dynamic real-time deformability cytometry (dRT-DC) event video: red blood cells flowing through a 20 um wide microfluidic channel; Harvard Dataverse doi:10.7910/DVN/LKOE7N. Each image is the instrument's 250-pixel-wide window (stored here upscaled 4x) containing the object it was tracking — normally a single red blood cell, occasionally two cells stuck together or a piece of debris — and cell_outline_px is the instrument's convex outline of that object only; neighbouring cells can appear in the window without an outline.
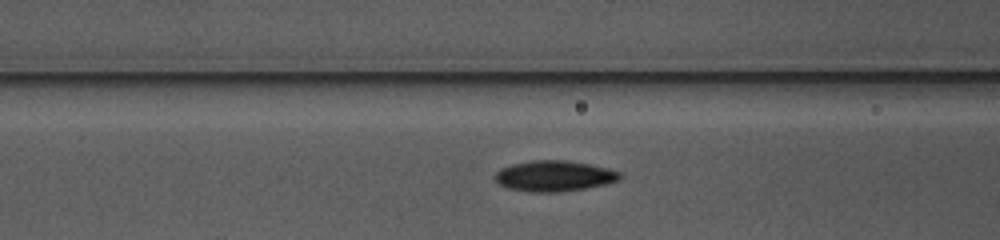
{"species": "common noctule bat (a hibernating species)", "species_latin": "Nyctalus noctula", "temperature_condition": "warm", "stored_images_in_passage": 38, "camera_frame_rate_fps": 3000, "um_per_image_px": 0.085, "animal": {"sex": "female", "body_mass_g": 10.0, "forearm_length_mm": 53.1}, "frame": {"image": 1, "passage_image": 5, "time_ms": 1.333, "image_size_px": [1000, 240], "cell_outline_px": [[620, 176], [616, 180], [604, 184], [584, 188], [560, 192], [528, 192], [508, 188], [500, 184], [496, 180], [496, 172], [500, 168], [512, 164], [532, 160], [564, 160], [588, 164], [608, 168], [620, 172]], "centroid_in_image_um": [47.06, 14.95], "position_along_channel_um": 119.5, "area_um2": 22.08}}
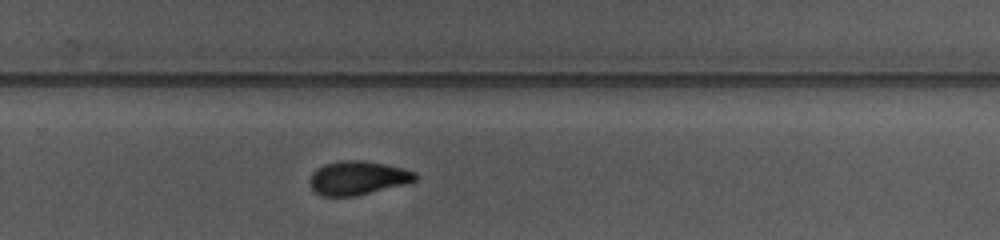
{"frame": {"image": 2, "passage_image": 19, "time_ms": 6.0, "image_size_px": [1000, 240], "cell_outline_px": [[416, 180], [356, 196], [324, 196], [316, 192], [312, 188], [312, 172], [316, 168], [324, 164], [340, 160], [364, 160], [384, 164], [416, 172]], "centroid_in_image_um": [30.38, 15.11], "position_along_channel_um": 299.4, "area_um2": 20.29}}
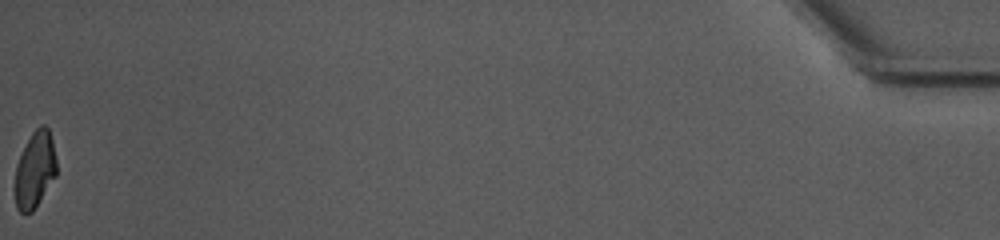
{"frame": {"image": 3, "passage_image": 38, "time_ms": 12.333, "image_size_px": [1000, 240], "cell_outline_px": [[56, 176], [32, 212], [24, 216], [16, 208], [12, 188], [12, 184], [16, 164], [32, 132], [40, 124], [44, 124], [48, 128], [52, 140], [56, 160]], "centroid_in_image_um": [2.91, 14.49], "position_along_channel_um": 432.3, "area_um2": 19.02}}